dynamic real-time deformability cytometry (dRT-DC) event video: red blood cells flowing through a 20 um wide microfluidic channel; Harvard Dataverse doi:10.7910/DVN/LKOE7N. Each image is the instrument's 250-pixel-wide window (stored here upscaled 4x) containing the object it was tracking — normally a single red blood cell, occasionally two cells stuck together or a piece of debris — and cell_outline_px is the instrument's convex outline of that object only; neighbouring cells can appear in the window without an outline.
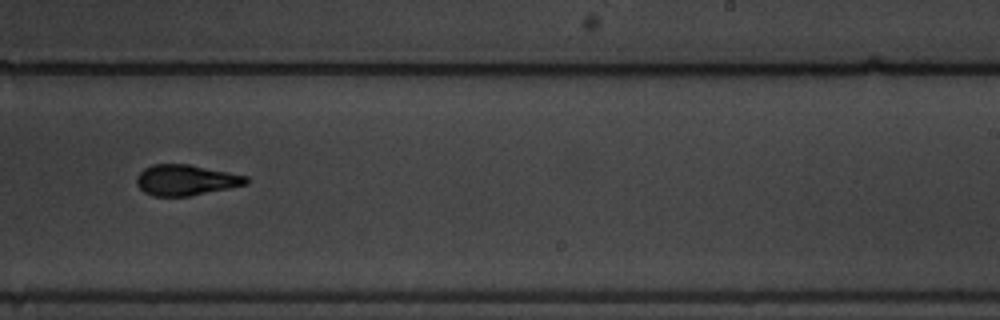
{"species": "common noctule bat (a hibernating species)", "species_latin": "Nyctalus noctula", "temperature_condition": "warm", "stored_images_in_passage": 11, "camera_frame_rate_fps": 3000, "um_per_image_px": 0.085, "animal": {"sex": "male", "body_mass_g": 19.5, "forearm_length_mm": 54.6}, "frame": {"image": 1, "passage_image": 10, "time_ms": 3.0, "image_size_px": [1000, 320], "cell_outline_px": [[248, 184], [188, 196], [152, 196], [144, 192], [136, 184], [136, 176], [144, 168], [152, 164], [188, 164], [248, 176]], "centroid_in_image_um": [15.76, 15.3], "position_along_channel_um": 273.2, "area_um2": 19.54}}
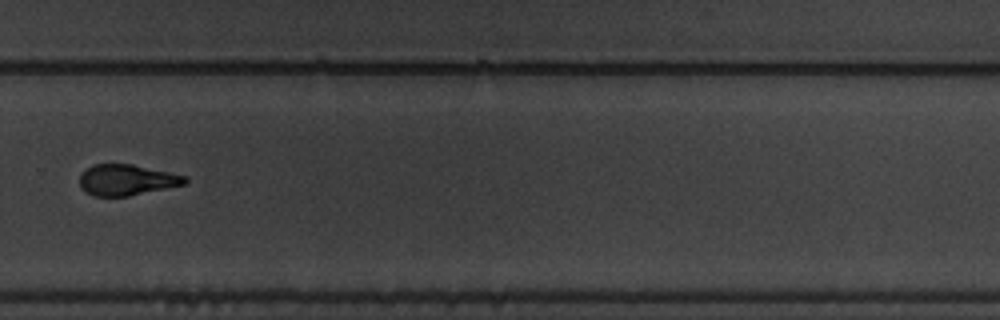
{"frame": {"image": 2, "passage_image": 11, "time_ms": 3.333, "image_size_px": [1000, 320], "cell_outline_px": [[188, 180], [184, 184], [128, 196], [92, 196], [80, 188], [80, 172], [92, 164], [132, 164], [188, 176]], "centroid_in_image_um": [10.73, 15.28], "position_along_channel_um": 319.1, "area_um2": 19.02}}